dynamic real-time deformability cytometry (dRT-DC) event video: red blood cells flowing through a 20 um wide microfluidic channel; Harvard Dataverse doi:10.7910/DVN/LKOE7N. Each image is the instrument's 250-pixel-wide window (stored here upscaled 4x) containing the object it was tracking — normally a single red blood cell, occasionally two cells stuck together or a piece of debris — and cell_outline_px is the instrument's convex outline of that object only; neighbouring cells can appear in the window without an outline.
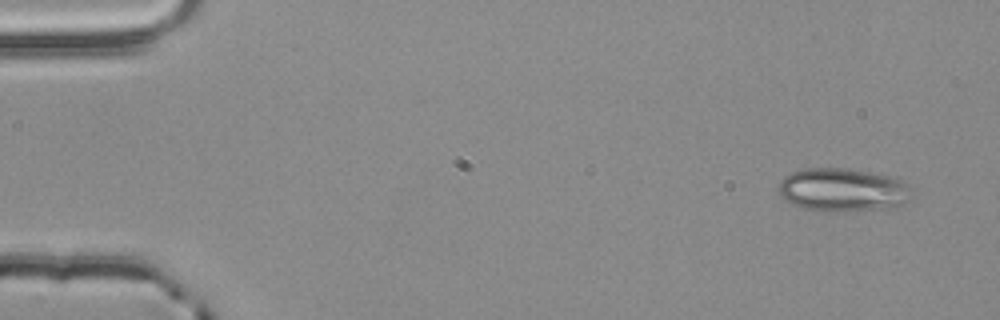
{"species": "common noctule bat (a hibernating species)", "species_latin": "Nyctalus noctula", "temperature_condition": "room temperature", "stored_images_in_passage": 3, "camera_frame_rate_fps": 3000, "um_per_image_px": 0.085, "animal": {"sex": "male", "body_mass_g": 20.4}, "frame": {"image": 1, "passage_image": 1, "time_ms": 0.0, "image_size_px": [1000, 320], "cell_outline_px": [[916, 196], [912, 200], [904, 204], [892, 208], [836, 212], [828, 212], [804, 208], [792, 204], [780, 196], [780, 180], [784, 176], [792, 172], [804, 168], [840, 168], [888, 176], [904, 180]], "centroid_in_image_um": [71.7, 16.16], "position_along_channel_um": 13.3, "area_um2": 33.93}}